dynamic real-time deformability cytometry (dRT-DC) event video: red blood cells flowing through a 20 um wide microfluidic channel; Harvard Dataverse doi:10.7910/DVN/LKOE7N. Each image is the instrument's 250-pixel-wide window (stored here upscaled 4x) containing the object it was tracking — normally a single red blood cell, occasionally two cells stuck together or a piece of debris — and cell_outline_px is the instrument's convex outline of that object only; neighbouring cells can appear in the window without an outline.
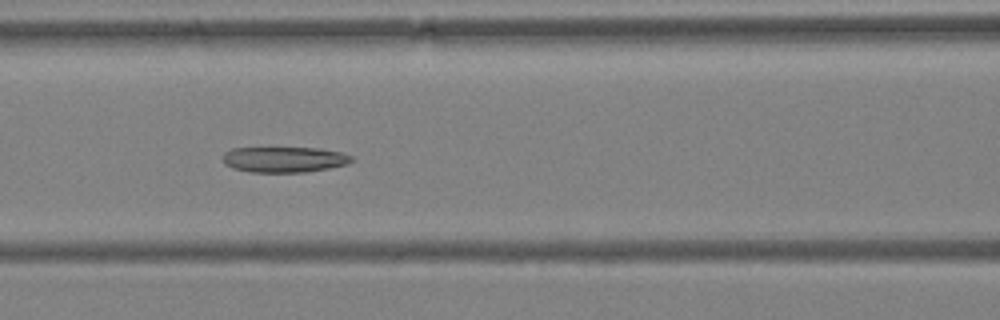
{"species": "Egyptian fruit bat (a non-hibernating species)", "species_latin": "Rousettus aegyptiacus", "temperature_condition": "warm", "stored_images_in_passage": 29, "segment_of_instrument_passage": [1, 2], "camera_frame_rate_fps": 3000, "um_per_image_px": 0.085, "animal": {"sex": "female"}, "frame": {"image": 1, "passage_image": 10, "time_ms": 3.0, "image_size_px": [1000, 320], "cell_outline_px": [[356, 160], [348, 164], [328, 168], [304, 172], [248, 172], [232, 168], [224, 164], [224, 152], [232, 148], [320, 148], [340, 152], [352, 156]], "centroid_in_image_um": [24.17, 13.56], "position_along_channel_um": 142.4, "area_um2": 19.31}}
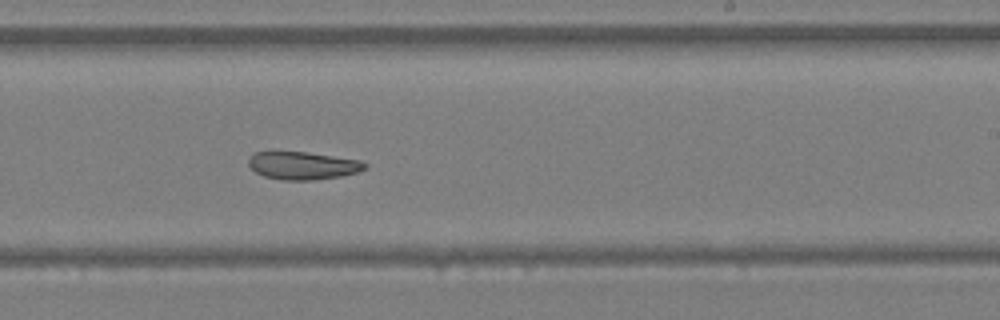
{"frame": {"image": 2, "passage_image": 19, "time_ms": 6.0, "image_size_px": [1000, 320], "cell_outline_px": [[368, 164], [364, 168], [356, 172], [340, 176], [312, 180], [284, 180], [264, 176], [256, 172], [248, 164], [248, 156], [252, 152], [308, 152], [360, 160]], "centroid_in_image_um": [25.7, 14.06], "position_along_channel_um": 263.3, "area_um2": 18.73}}
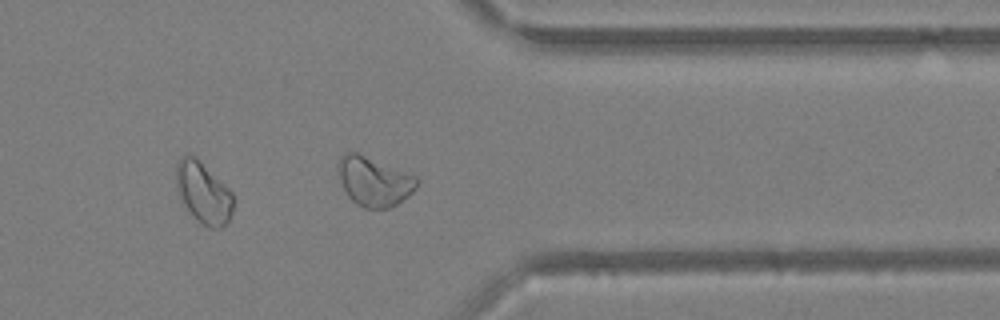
{"frame": {"image": 3, "passage_image": 28, "time_ms": 9.0, "image_size_px": [1000, 320], "cell_outline_px": [[232, 212], [228, 220], [220, 228], [212, 228], [204, 224], [192, 216], [176, 188], [176, 164], [184, 156], [196, 156], [232, 192]], "centroid_in_image_um": [17.28, 16.37], "position_along_channel_um": 394.1, "area_um2": 19.83}}